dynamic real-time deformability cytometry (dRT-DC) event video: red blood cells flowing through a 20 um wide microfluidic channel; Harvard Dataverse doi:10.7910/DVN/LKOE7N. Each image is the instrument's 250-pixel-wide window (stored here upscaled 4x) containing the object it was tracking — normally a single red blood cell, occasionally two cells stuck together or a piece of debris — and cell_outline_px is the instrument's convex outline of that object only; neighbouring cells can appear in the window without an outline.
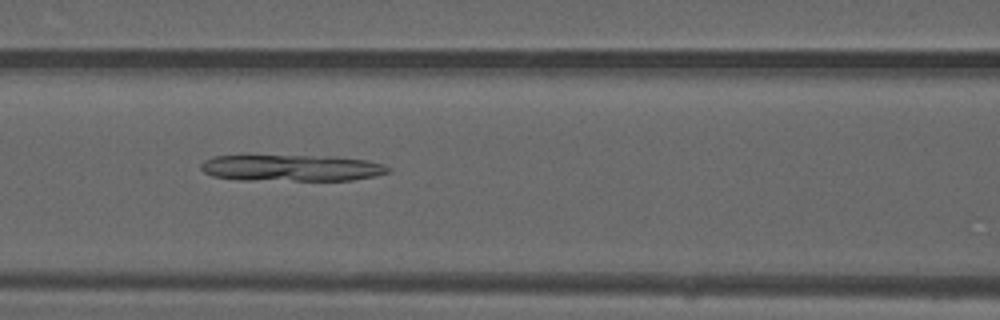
{"species": "common noctule bat (a hibernating species)", "species_latin": "Nyctalus noctula", "temperature_condition": "warm", "stored_images_in_passage": 41, "camera_frame_rate_fps": 3000, "um_per_image_px": 0.085, "animal": {"sex": "male", "forearm_length_mm": 52.5}, "frame": {"image": 1, "passage_image": 16, "time_ms": 5.0, "image_size_px": [1000, 320], "cell_outline_px": [[392, 172], [376, 176], [352, 180], [240, 180], [212, 176], [204, 172], [200, 168], [200, 164], [204, 160], [212, 156], [336, 156], [368, 160], [384, 164], [392, 168]], "centroid_in_image_um": [24.84, 14.28], "position_along_channel_um": 141.8, "area_um2": 29.19}}
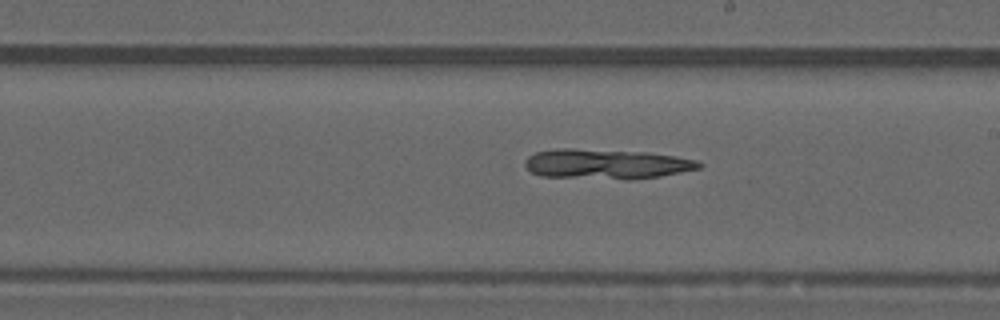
{"frame": {"image": 2, "passage_image": 23, "time_ms": 7.333, "image_size_px": [1000, 320], "cell_outline_px": [[704, 164], [700, 168], [660, 176], [632, 180], [624, 180], [540, 176], [532, 172], [524, 164], [524, 160], [528, 156], [536, 152], [560, 148], [572, 148], [648, 152], [696, 160]], "centroid_in_image_um": [51.52, 13.95], "position_along_channel_um": 237.5, "area_um2": 30.58}}
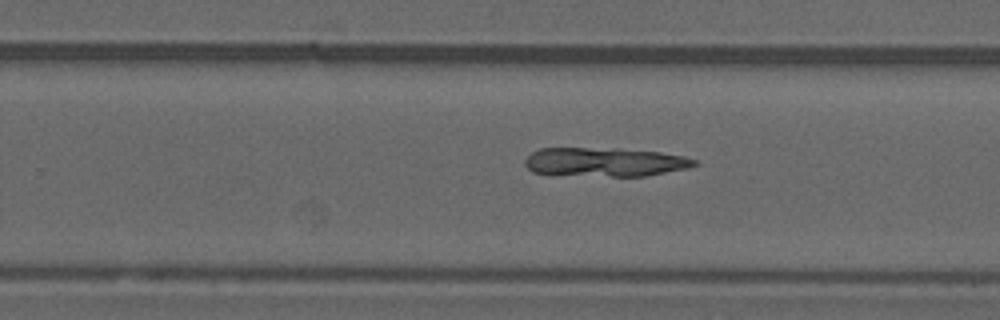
{"frame": {"image": 3, "passage_image": 26, "time_ms": 8.333, "image_size_px": [1000, 320], "cell_outline_px": [[700, 164], [688, 168], [644, 176], [612, 176], [532, 172], [524, 164], [524, 160], [532, 152], [540, 148], [616, 148], [660, 152], [684, 156], [696, 160]], "centroid_in_image_um": [51.45, 13.75], "position_along_channel_um": 278.3, "area_um2": 28.32}}